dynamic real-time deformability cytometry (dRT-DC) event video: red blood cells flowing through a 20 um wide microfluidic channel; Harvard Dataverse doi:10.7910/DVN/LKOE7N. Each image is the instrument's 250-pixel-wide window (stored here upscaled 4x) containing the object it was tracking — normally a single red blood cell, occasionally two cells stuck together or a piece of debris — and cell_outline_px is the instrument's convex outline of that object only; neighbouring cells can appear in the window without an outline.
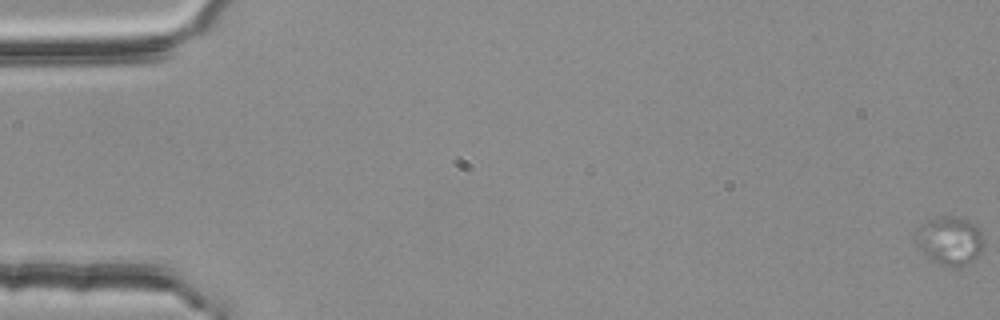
{"species": "common noctule bat (a hibernating species)", "species_latin": "Nyctalus noctula", "temperature_condition": "room temperature", "stored_images_in_passage": 57, "camera_frame_rate_fps": 3000, "um_per_image_px": 0.085, "animal": {"sex": "female", "body_mass_g": 25.1}, "frame": {"image": 1, "passage_image": 1, "time_ms": 0.0, "image_size_px": [1000, 320], "cell_outline_px": [[984, 244], [980, 252], [968, 264], [960, 268], [940, 264], [924, 256], [920, 244], [920, 224], [936, 216], [956, 216], [968, 220], [980, 232], [984, 240]], "centroid_in_image_um": [80.79, 20.46], "position_along_channel_um": 4.2, "area_um2": 18.67}}